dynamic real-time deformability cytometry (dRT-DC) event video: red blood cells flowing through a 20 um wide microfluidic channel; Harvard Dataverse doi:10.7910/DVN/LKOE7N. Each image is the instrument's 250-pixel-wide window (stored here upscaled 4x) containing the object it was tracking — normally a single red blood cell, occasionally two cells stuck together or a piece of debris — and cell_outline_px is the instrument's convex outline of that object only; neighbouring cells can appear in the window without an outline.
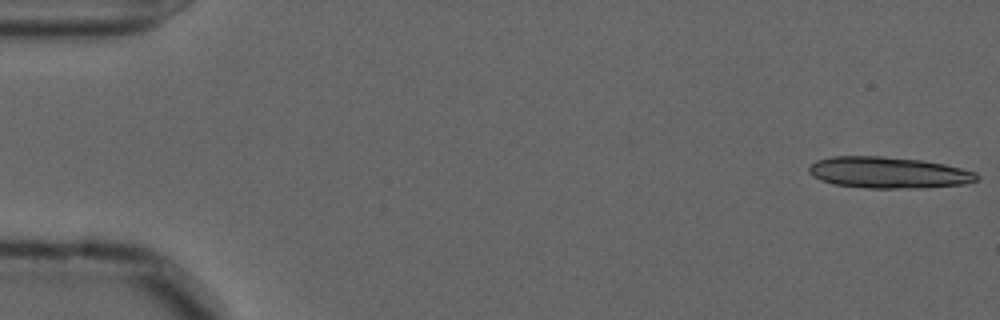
{"species": "common noctule bat (a hibernating species)", "species_latin": "Nyctalus noctula", "temperature_condition": "cold", "stored_images_in_passage": 16, "camera_frame_rate_fps": 3000, "um_per_image_px": 0.085, "animal": {"sex": "male", "forearm_length_mm": 52.5}, "frame": {"image": 1, "passage_image": 1, "time_ms": 0.0, "image_size_px": [1000, 320], "cell_outline_px": [[980, 180], [964, 184], [924, 188], [868, 188], [836, 184], [820, 180], [812, 176], [808, 172], [808, 168], [816, 160], [832, 156], [880, 156], [920, 160], [944, 164], [976, 172], [980, 176]], "centroid_in_image_um": [75.53, 14.67], "position_along_channel_um": 9.5, "area_um2": 30.75}}